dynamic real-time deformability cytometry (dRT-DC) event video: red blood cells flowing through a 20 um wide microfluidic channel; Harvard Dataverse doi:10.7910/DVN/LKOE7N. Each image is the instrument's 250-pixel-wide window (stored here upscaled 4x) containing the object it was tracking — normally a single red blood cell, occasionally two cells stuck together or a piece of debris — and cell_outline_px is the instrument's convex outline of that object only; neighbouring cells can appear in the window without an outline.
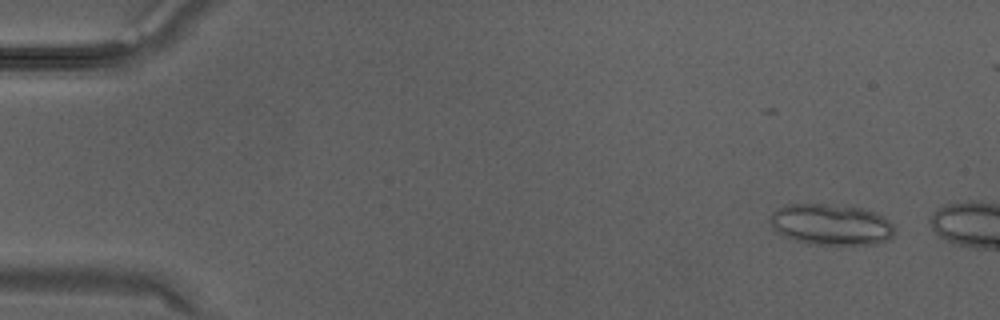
{"species": "Egyptian fruit bat (a non-hibernating species)", "species_latin": "Rousettus aegyptiacus", "temperature_condition": "warm", "stored_images_in_passage": 3, "camera_frame_rate_fps": 3000, "um_per_image_px": 0.085, "animal": {"sex": "male"}, "frame": {"image": 1, "passage_image": 1, "time_ms": 0.0, "image_size_px": [1000, 320], "cell_outline_px": [[896, 232], [888, 240], [876, 244], [808, 244], [784, 236], [772, 228], [768, 220], [772, 212], [788, 204], [848, 204], [876, 212], [884, 216], [896, 228]], "centroid_in_image_um": [70.67, 19.07], "position_along_channel_um": 14.3, "area_um2": 30.29}}